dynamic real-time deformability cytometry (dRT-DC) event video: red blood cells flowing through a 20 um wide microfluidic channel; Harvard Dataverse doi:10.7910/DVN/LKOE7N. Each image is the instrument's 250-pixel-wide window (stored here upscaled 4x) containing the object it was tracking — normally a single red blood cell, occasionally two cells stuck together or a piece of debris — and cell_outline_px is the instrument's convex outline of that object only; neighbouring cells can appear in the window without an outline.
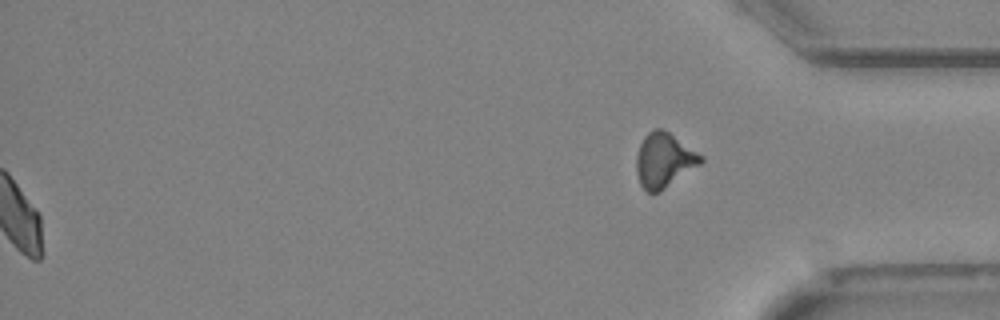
{"species": "Egyptian fruit bat (a non-hibernating species)", "species_latin": "Rousettus aegyptiacus", "temperature_condition": "cold", "stored_images_in_passage": 43, "segment_of_instrument_passage": [2, 2], "camera_frame_rate_fps": 3000, "um_per_image_px": 0.085, "animal": {"sex": "female"}, "frame": {"image": 1, "passage_image": 43, "time_ms": 14.0, "image_size_px": [1000, 320], "cell_outline_px": [[704, 160], [700, 164], [660, 192], [648, 192], [640, 184], [636, 172], [636, 156], [640, 144], [644, 136], [648, 132], [656, 128], [660, 128], [668, 132], [704, 156]], "centroid_in_image_um": [56.43, 13.62], "position_along_channel_um": 378.8, "area_um2": 20.35}}